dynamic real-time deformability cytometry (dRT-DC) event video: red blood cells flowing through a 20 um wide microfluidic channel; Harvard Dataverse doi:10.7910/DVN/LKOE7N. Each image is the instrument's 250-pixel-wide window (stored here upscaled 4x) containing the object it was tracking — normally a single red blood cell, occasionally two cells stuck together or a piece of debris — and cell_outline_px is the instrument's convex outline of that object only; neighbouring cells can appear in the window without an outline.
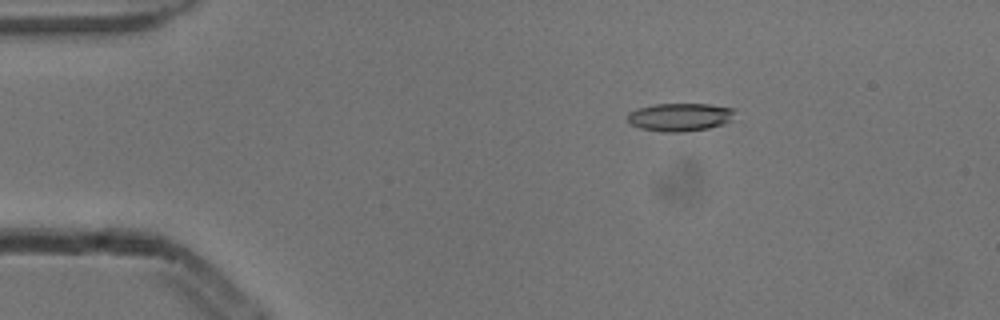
{"species": "common noctule bat (a hibernating species)", "species_latin": "Nyctalus noctula", "temperature_condition": "cold", "stored_images_in_passage": 53, "camera_frame_rate_fps": 3000, "um_per_image_px": 0.085, "animal": {"sex": "male", "body_mass_g": 13.3}, "frame": {"image": 1, "passage_image": 9, "time_ms": 2.667, "image_size_px": [1000, 320], "cell_outline_px": [[736, 108], [728, 120], [724, 124], [708, 128], [684, 132], [664, 132], [640, 128], [632, 124], [628, 120], [628, 112], [636, 108], [652, 104], [712, 104]], "centroid_in_image_um": [57.77, 9.94], "position_along_channel_um": 27.2, "area_um2": 17.57}}
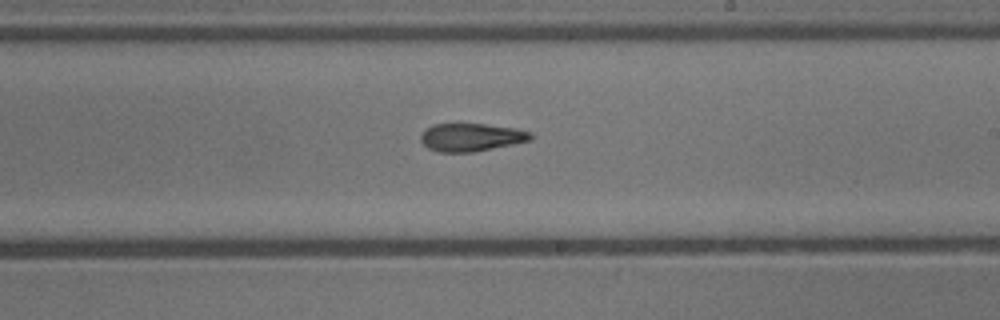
{"frame": {"image": 2, "passage_image": 31, "time_ms": 10.0, "image_size_px": [1000, 320], "cell_outline_px": [[536, 136], [532, 140], [472, 152], [436, 152], [428, 148], [420, 140], [420, 136], [432, 124], [484, 124], [516, 128], [532, 132]], "centroid_in_image_um": [40.09, 11.67], "position_along_channel_um": 248.9, "area_um2": 17.92}}
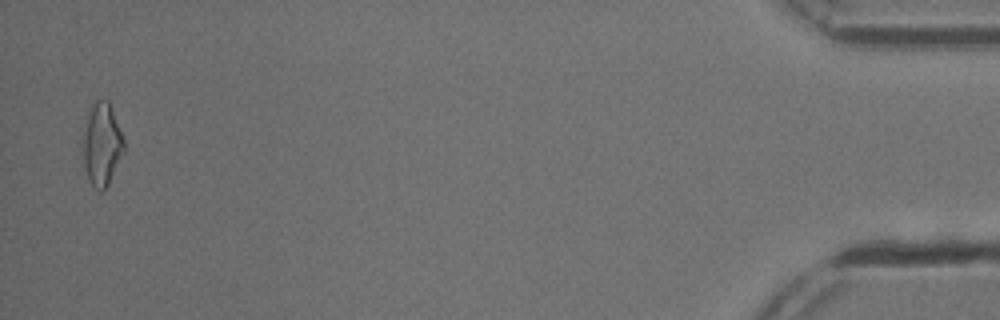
{"frame": {"image": 3, "passage_image": 52, "time_ms": 17.0, "image_size_px": [1000, 320], "cell_outline_px": [[124, 152], [108, 184], [100, 192], [92, 184], [88, 176], [84, 164], [80, 148], [80, 144], [88, 116], [96, 100], [108, 100], [124, 140]], "centroid_in_image_um": [8.63, 12.29], "position_along_channel_um": 426.6, "area_um2": 19.48}, "authors_computed_cell_mechanics": {"area_um2": 18.0914, "velocity_mm_per_s": 3.8707, "shape_relaxation_time_tau1_ms": 5.1761, "shape_relaxation_time_tau2_ms": 1.9895, "deformation_change_tau1": 0.1717, "deformation_change_tau2": 0.1082}}